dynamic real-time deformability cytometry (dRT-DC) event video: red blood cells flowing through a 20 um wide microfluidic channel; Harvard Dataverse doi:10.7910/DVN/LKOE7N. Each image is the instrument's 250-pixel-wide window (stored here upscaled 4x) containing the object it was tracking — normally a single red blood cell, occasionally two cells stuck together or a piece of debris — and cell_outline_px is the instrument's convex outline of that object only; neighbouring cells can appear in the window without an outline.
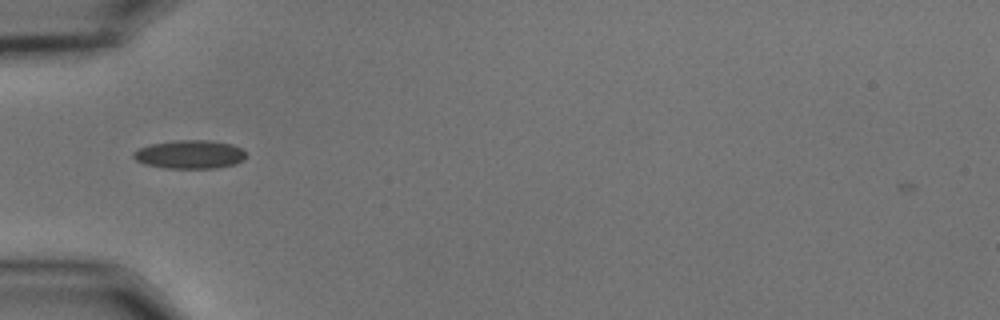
{"species": "common noctule bat (a hibernating species)", "species_latin": "Nyctalus noctula", "temperature_condition": "cold", "stored_images_in_passage": 10, "camera_frame_rate_fps": 3000, "um_per_image_px": 0.085, "animal": {"sex": "male", "body_mass_g": 15.6}, "frame": {"image": 1, "passage_image": 3, "time_ms": 0.667, "image_size_px": [1000, 320], "cell_outline_px": [[244, 160], [236, 164], [216, 168], [164, 168], [144, 164], [136, 160], [132, 156], [132, 152], [140, 148], [152, 144], [172, 140], [208, 140], [232, 144], [240, 148], [244, 152]], "centroid_in_image_um": [16.11, 13.13], "position_along_channel_um": 68.9, "area_um2": 18.73}}